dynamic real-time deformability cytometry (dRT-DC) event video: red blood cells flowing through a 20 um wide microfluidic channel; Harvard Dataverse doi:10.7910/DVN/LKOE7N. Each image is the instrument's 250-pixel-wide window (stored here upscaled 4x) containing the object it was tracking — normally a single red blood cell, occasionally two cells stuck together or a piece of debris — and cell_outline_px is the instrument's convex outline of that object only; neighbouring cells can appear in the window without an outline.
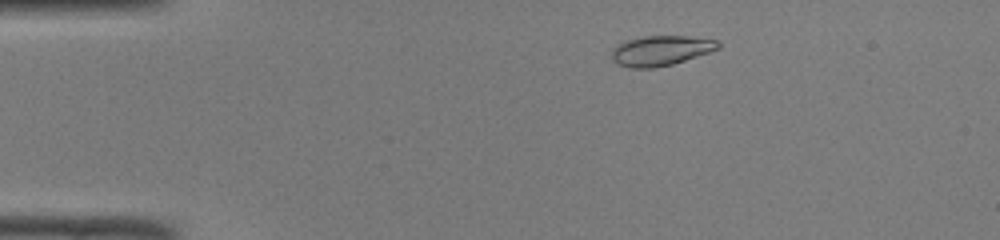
{"species": "common noctule bat (a hibernating species)", "species_latin": "Nyctalus noctula", "temperature_condition": "room temperature", "stored_images_in_passage": 46, "camera_frame_rate_fps": 3000, "um_per_image_px": 0.085, "animal": {"sex": "male", "body_mass_g": 19.0, "forearm_length_mm": 50.8}, "frame": {"image": 1, "passage_image": 5, "time_ms": 1.333, "image_size_px": [1000, 240], "cell_outline_px": [[720, 48], [672, 64], [656, 68], [628, 68], [616, 64], [612, 60], [612, 48], [616, 44], [624, 40], [644, 36], [688, 36], [720, 40]], "centroid_in_image_um": [56.12, 4.3], "position_along_channel_um": 28.9, "area_um2": 18.84}}
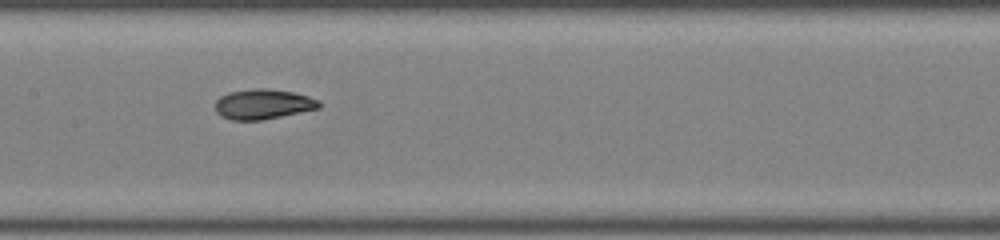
{"frame": {"image": 2, "passage_image": 21, "time_ms": 6.667, "image_size_px": [1000, 240], "cell_outline_px": [[320, 108], [260, 120], [232, 120], [220, 116], [216, 112], [216, 100], [220, 96], [228, 92], [252, 88], [268, 88], [292, 92], [308, 96], [320, 100]], "centroid_in_image_um": [22.34, 8.84], "position_along_channel_um": 185.1, "area_um2": 18.21}}
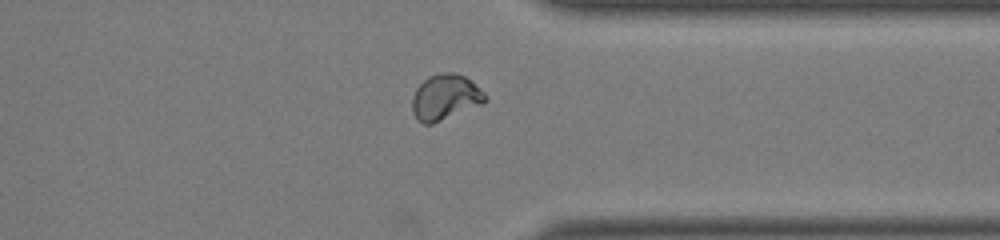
{"frame": {"image": 3, "passage_image": 35, "time_ms": 11.333, "image_size_px": [1000, 240], "cell_outline_px": [[488, 100], [484, 104], [432, 124], [424, 124], [416, 120], [412, 112], [412, 96], [416, 88], [428, 76], [440, 72], [452, 72], [464, 76], [484, 92], [488, 96]], "centroid_in_image_um": [37.84, 8.28], "position_along_channel_um": 373.6, "area_um2": 19.65}, "authors_computed_cell_mechanics": {"area_um2": 18.3515, "velocity_mm_per_s": 4.0949, "shape_relaxation_time_tau1_ms": 4.341, "shape_relaxation_time_tau2_ms": 1.2614, "deformation_change_tau1": 0.1735, "deformation_change_tau2": 0.0376}}